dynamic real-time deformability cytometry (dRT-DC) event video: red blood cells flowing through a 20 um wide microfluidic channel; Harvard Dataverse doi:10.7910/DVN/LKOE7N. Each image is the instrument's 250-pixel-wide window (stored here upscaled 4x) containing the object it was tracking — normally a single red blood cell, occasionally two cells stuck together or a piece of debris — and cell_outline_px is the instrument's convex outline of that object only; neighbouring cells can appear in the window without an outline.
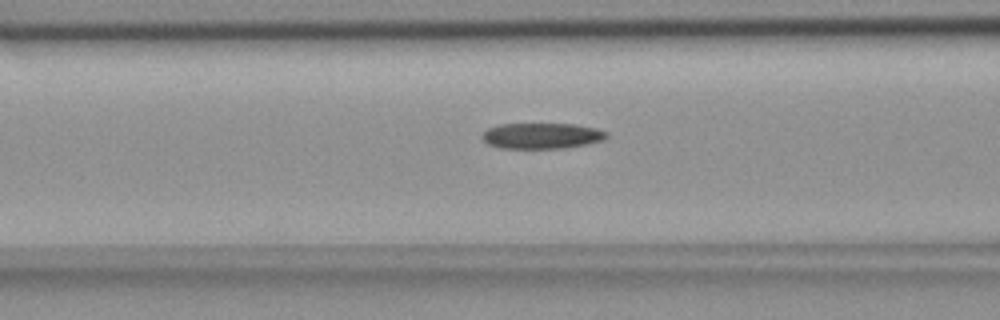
{"species": "common noctule bat (a hibernating species)", "species_latin": "Nyctalus noctula", "temperature_condition": "room temperature", "stored_images_in_passage": 52, "camera_frame_rate_fps": 3000, "um_per_image_px": 0.085, "animal": {"sex": "female", "body_mass_g": 18.4}, "frame": {"image": 1, "passage_image": 19, "time_ms": 6.0, "image_size_px": [1000, 320], "cell_outline_px": [[608, 136], [604, 140], [564, 148], [500, 148], [488, 144], [480, 136], [488, 128], [500, 124], [572, 124], [596, 128], [608, 132]], "centroid_in_image_um": [46.04, 11.54], "position_along_channel_um": 120.6, "area_um2": 18.61}}
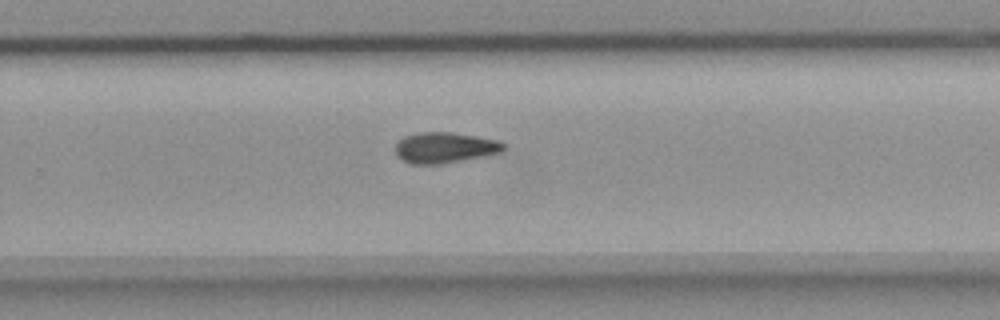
{"frame": {"image": 2, "passage_image": 33, "time_ms": 10.667, "image_size_px": [1000, 320], "cell_outline_px": [[508, 148], [504, 152], [484, 156], [436, 164], [412, 164], [404, 160], [396, 152], [396, 144], [404, 136], [416, 132], [452, 132], [500, 140]], "centroid_in_image_um": [37.87, 12.53], "position_along_channel_um": 291.9, "area_um2": 19.36}}
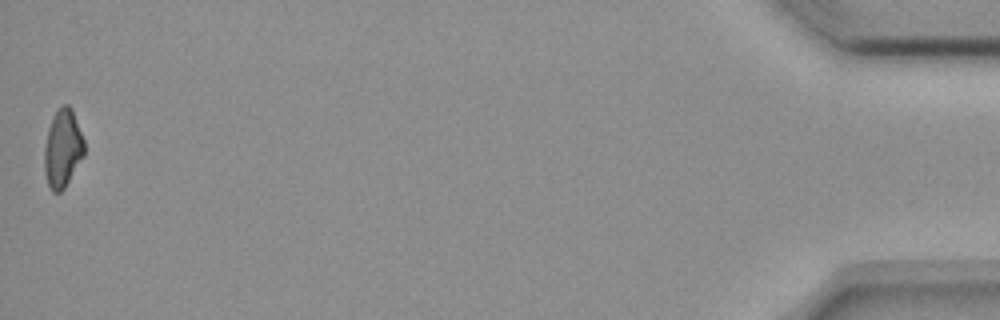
{"frame": {"image": 3, "passage_image": 52, "time_ms": 17.0, "image_size_px": [1000, 320], "cell_outline_px": [[84, 156], [64, 188], [60, 192], [52, 192], [48, 184], [44, 172], [44, 148], [48, 128], [56, 108], [64, 104], [68, 104], [72, 108], [84, 140]], "centroid_in_image_um": [5.32, 12.6], "position_along_channel_um": 429.9, "area_um2": 18.26}, "authors_computed_cell_mechanics": {"area_um2": 18.9584, "velocity_mm_per_s": 3.6876, "shape_relaxation_time_tau1_ms": 8.4875, "shape_relaxation_time_tau2_ms": null, "deformation_change_tau1": 0.1769, "deformation_change_tau2": null}}